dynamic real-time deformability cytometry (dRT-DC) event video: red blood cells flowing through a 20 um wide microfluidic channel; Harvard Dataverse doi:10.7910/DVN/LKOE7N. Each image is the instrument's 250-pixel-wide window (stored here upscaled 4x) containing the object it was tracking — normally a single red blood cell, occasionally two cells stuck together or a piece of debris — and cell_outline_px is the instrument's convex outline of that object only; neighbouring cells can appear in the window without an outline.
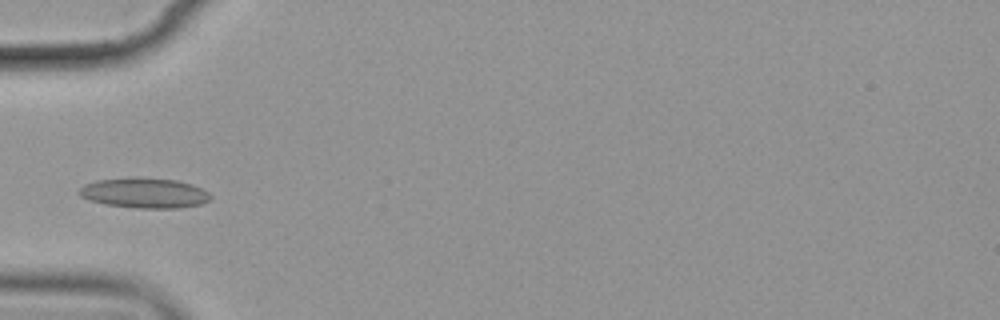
{"species": "common noctule bat (a hibernating species)", "species_latin": "Nyctalus noctula", "temperature_condition": "cold", "stored_images_in_passage": 13, "camera_frame_rate_fps": 3000, "um_per_image_px": 0.085, "animal": {"sex": "female", "body_mass_g": 19.9}, "frame": {"image": 1, "passage_image": 3, "time_ms": 3.333, "image_size_px": [1000, 320], "cell_outline_px": [[212, 200], [200, 204], [180, 208], [136, 208], [104, 204], [88, 200], [80, 196], [76, 192], [84, 184], [96, 180], [136, 176], [176, 180], [192, 184], [208, 192], [212, 196]], "centroid_in_image_um": [12.25, 16.39], "position_along_channel_um": 72.7, "area_um2": 23.52}}
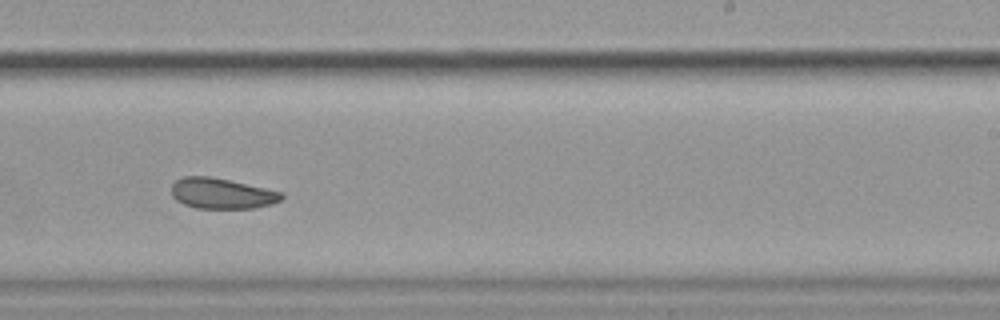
{"frame": {"image": 2, "passage_image": 8, "time_ms": 9.0, "image_size_px": [1000, 320], "cell_outline_px": [[284, 196], [280, 200], [272, 204], [252, 208], [196, 208], [184, 204], [176, 200], [172, 196], [172, 184], [176, 180], [184, 176], [208, 176], [228, 180], [284, 192]], "centroid_in_image_um": [18.85, 16.44], "position_along_channel_um": 270.2, "area_um2": 19.54}}
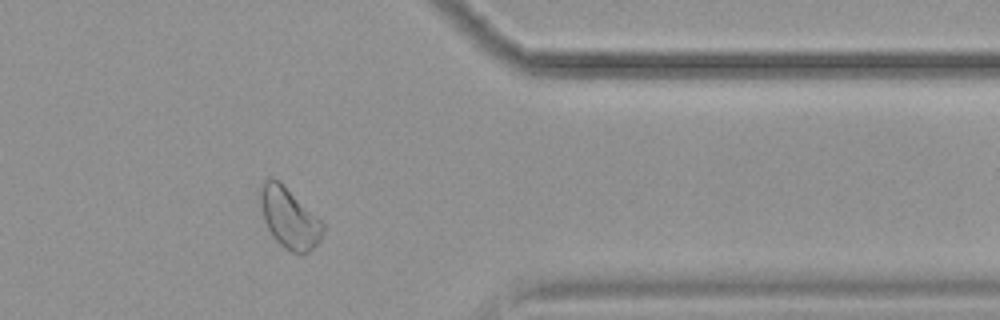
{"frame": {"image": 3, "passage_image": 11, "time_ms": 12.667, "image_size_px": [1000, 320], "cell_outline_px": [[324, 228], [320, 240], [308, 252], [292, 252], [284, 248], [272, 236], [256, 204], [256, 192], [264, 180], [268, 176], [272, 176], [280, 180], [324, 224]], "centroid_in_image_um": [24.47, 18.43], "position_along_channel_um": 386.9, "area_um2": 22.6}, "authors_computed_cell_mechanics": {"area_um2": 21.097, "velocity_mm_per_s": 3.4913, "shape_relaxation_time_tau1_ms": 4.8081, "shape_relaxation_time_tau2_ms": 5.0812, "deformation_change_tau1": 0.0855, "deformation_change_tau2": 0.0942}}